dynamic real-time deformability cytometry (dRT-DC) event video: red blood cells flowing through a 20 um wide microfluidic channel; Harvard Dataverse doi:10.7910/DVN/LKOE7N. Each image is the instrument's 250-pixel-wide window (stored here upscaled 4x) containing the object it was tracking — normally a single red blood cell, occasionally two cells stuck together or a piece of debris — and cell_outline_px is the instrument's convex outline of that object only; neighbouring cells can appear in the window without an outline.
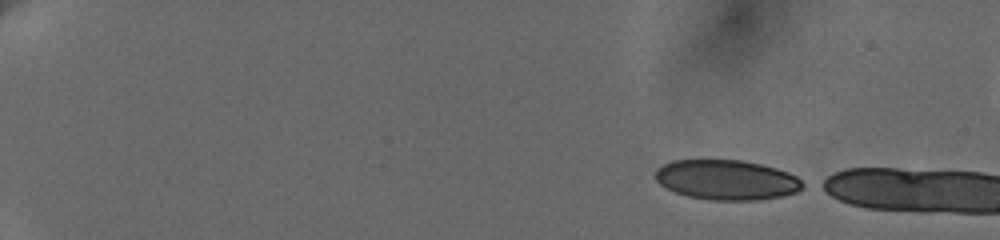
{"species": "human", "species_latin": "Homo sapiens", "temperature_condition": "cold", "stored_images_in_passage": 12, "camera_frame_rate_fps": 3000, "um_per_image_px": 0.085, "donor": {"sex": "female"}, "frame": {"image": 1, "passage_image": 1, "time_ms": 0.0, "image_size_px": [1000, 240], "cell_outline_px": [[808, 184], [804, 188], [796, 192], [780, 196], [756, 200], [712, 200], [688, 196], [676, 192], [660, 184], [652, 176], [656, 168], [672, 160], [740, 160], [760, 164], [776, 168], [788, 172], [796, 176]], "centroid_in_image_um": [61.77, 15.28], "position_along_channel_um": 23.2, "area_um2": 34.45}}